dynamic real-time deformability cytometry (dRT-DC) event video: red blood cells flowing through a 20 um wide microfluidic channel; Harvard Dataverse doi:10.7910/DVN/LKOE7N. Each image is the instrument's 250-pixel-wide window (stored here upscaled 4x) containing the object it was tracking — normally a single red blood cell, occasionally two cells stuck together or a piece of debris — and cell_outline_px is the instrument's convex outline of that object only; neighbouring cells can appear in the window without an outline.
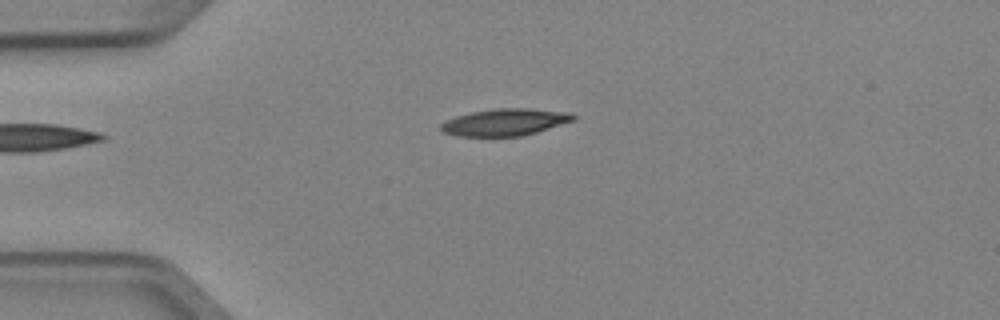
{"species": "Egyptian fruit bat (a non-hibernating species)", "species_latin": "Rousettus aegyptiacus", "temperature_condition": "cold", "stored_images_in_passage": 2, "camera_frame_rate_fps": 3000, "um_per_image_px": 0.085, "animal": {"sex": "female"}, "frame": {"image": 1, "passage_image": 2, "time_ms": 0.333, "image_size_px": [1000, 320], "cell_outline_px": [[576, 120], [536, 132], [520, 136], [456, 136], [444, 132], [440, 128], [440, 124], [456, 116], [472, 112], [496, 108], [528, 108], [572, 112], [576, 116]], "centroid_in_image_um": [42.97, 10.38], "position_along_channel_um": 42.0, "area_um2": 20.81}}